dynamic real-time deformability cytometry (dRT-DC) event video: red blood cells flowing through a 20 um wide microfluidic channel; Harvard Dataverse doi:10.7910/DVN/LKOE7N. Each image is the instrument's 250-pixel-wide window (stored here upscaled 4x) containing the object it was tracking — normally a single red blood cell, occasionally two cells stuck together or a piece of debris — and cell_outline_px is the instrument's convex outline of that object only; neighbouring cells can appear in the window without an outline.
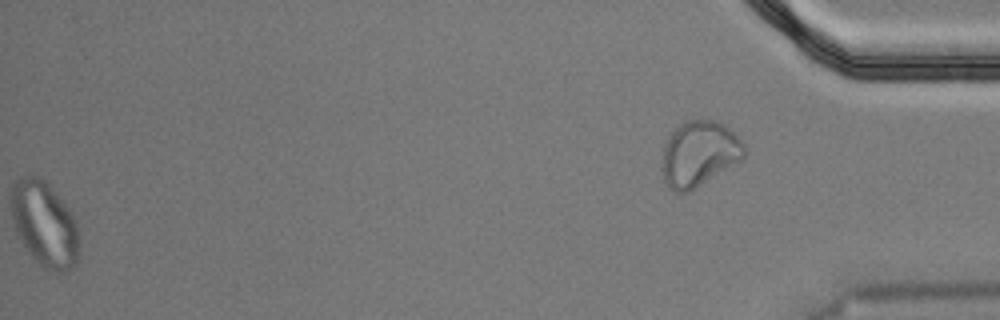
{"species": "Egyptian fruit bat (a non-hibernating species)", "species_latin": "Rousettus aegyptiacus", "temperature_condition": "cold", "stored_images_in_passage": 56, "segment_of_instrument_passage": [2, 2], "camera_frame_rate_fps": 3000, "um_per_image_px": 0.085, "animal": {"sex": "male"}, "frame": {"image": 1, "passage_image": 56, "time_ms": 18.333, "image_size_px": [1000, 320], "cell_outline_px": [[744, 156], [740, 160], [688, 192], [676, 192], [668, 188], [664, 180], [660, 168], [664, 148], [668, 136], [680, 124], [688, 120], [712, 120], [724, 124], [744, 144]], "centroid_in_image_um": [59.37, 13.07], "position_along_channel_um": 375.8, "area_um2": 30.92}}